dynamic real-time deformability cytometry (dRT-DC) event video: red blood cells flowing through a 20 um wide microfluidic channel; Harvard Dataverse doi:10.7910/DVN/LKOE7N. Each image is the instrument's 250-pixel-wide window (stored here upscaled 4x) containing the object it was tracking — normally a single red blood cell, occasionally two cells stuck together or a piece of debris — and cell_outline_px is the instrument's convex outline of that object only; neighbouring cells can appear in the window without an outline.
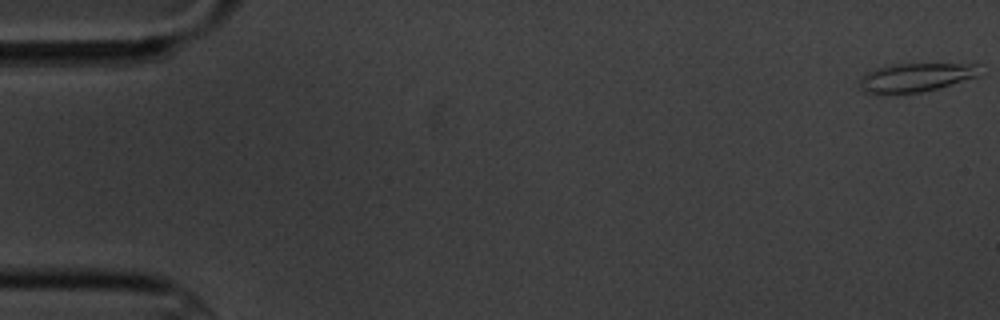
{"species": "common noctule bat (a hibernating species)", "species_latin": "Nyctalus noctula", "temperature_condition": "cold", "stored_images_in_passage": 4, "camera_frame_rate_fps": 3000, "um_per_image_px": 0.085, "animal": {"sex": "male", "body_mass_g": 20.1, "forearm_length_mm": 53.5}, "frame": {"image": 1, "passage_image": 1, "time_ms": 0.0, "image_size_px": [1000, 320], "cell_outline_px": [[980, 76], [936, 88], [920, 92], [864, 92], [860, 88], [860, 80], [868, 72], [876, 68], [888, 64], [980, 64]], "centroid_in_image_um": [77.89, 6.55], "position_along_channel_um": 7.1, "area_um2": 19.59}}